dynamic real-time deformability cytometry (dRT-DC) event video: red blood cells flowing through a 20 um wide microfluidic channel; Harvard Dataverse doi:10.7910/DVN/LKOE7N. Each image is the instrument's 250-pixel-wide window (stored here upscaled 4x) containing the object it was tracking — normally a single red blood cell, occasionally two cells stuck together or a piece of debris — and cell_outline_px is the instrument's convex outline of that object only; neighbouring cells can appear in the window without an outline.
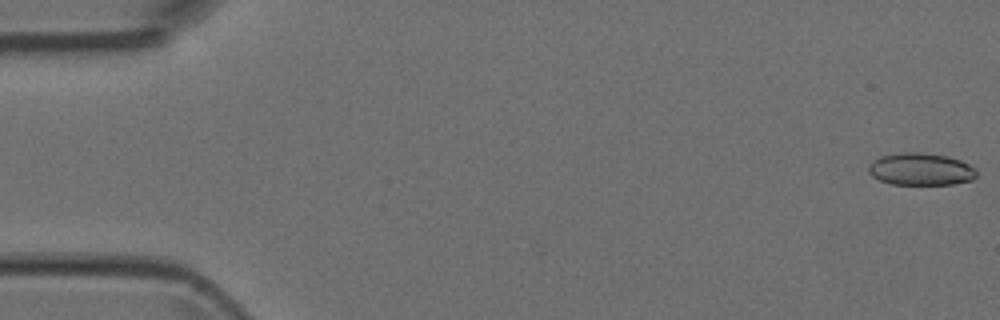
{"species": "Egyptian fruit bat (a non-hibernating species)", "species_latin": "Rousettus aegyptiacus", "temperature_condition": "room temperature", "stored_images_in_passage": 50, "camera_frame_rate_fps": 3000, "um_per_image_px": 0.085, "animal": {"sex": "female"}, "frame": {"image": 1, "passage_image": 1, "time_ms": 0.0, "image_size_px": [1000, 320], "cell_outline_px": [[976, 176], [972, 180], [952, 184], [892, 184], [880, 180], [872, 176], [868, 172], [868, 164], [872, 160], [880, 156], [900, 152], [920, 152], [948, 156], [960, 160], [976, 168]], "centroid_in_image_um": [78.24, 14.37], "position_along_channel_um": 6.8, "area_um2": 20.46}}
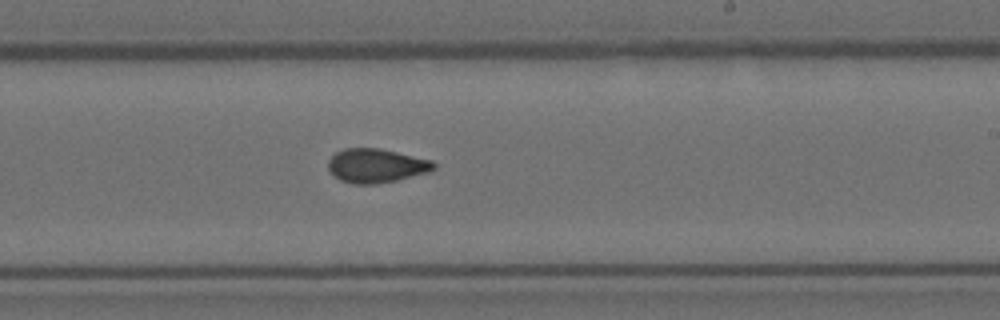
{"frame": {"image": 2, "passage_image": 30, "time_ms": 9.667, "image_size_px": [1000, 320], "cell_outline_px": [[436, 168], [428, 172], [396, 180], [376, 184], [352, 184], [340, 180], [328, 168], [328, 160], [336, 152], [344, 148], [380, 148], [432, 160], [436, 164]], "centroid_in_image_um": [31.98, 14.08], "position_along_channel_um": 257.0, "area_um2": 20.87}}
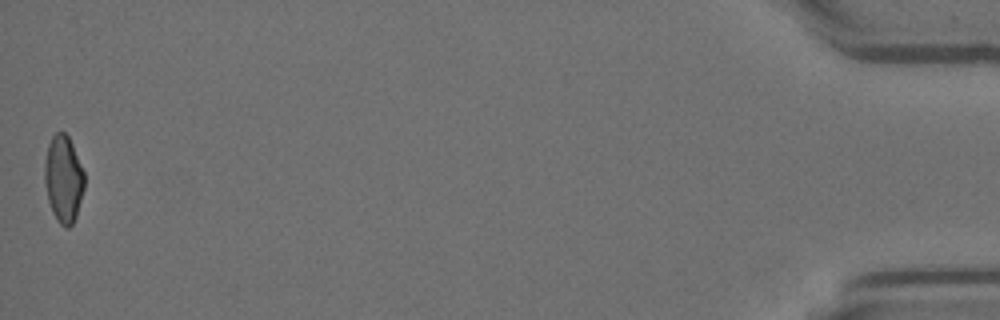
{"frame": {"image": 3, "passage_image": 50, "time_ms": 16.333, "image_size_px": [1000, 320], "cell_outline_px": [[84, 188], [76, 216], [72, 224], [68, 228], [64, 228], [56, 220], [52, 212], [48, 200], [44, 180], [44, 164], [48, 144], [52, 136], [56, 132], [64, 132], [68, 136], [72, 144], [84, 172]], "centroid_in_image_um": [5.38, 15.22], "position_along_channel_um": 429.8, "area_um2": 20.17}}